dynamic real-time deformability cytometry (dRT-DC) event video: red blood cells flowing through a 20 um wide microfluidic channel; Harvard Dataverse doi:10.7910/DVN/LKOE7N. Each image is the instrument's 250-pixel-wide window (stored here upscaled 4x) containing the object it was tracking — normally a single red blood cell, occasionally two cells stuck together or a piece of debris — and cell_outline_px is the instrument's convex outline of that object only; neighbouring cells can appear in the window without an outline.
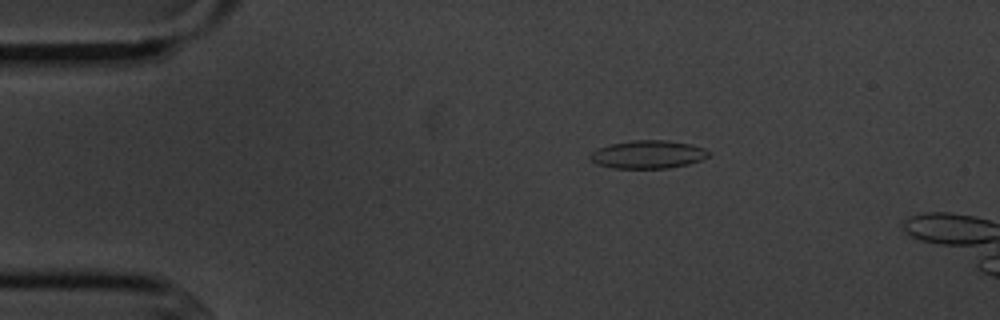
{"species": "common noctule bat (a hibernating species)", "species_latin": "Nyctalus noctula", "temperature_condition": "cold", "stored_images_in_passage": 6, "camera_frame_rate_fps": 3000, "um_per_image_px": 0.085, "animal": {"sex": "male", "body_mass_g": 20.1, "forearm_length_mm": 53.5}, "frame": {"image": 1, "passage_image": 3, "time_ms": 2.333, "image_size_px": [1000, 320], "cell_outline_px": [[712, 152], [708, 156], [700, 160], [688, 164], [668, 168], [612, 168], [596, 164], [588, 156], [596, 148], [608, 144], [636, 140], [664, 140], [692, 144], [704, 148]], "centroid_in_image_um": [55.06, 13.12], "position_along_channel_um": 29.9, "area_um2": 19.48}}
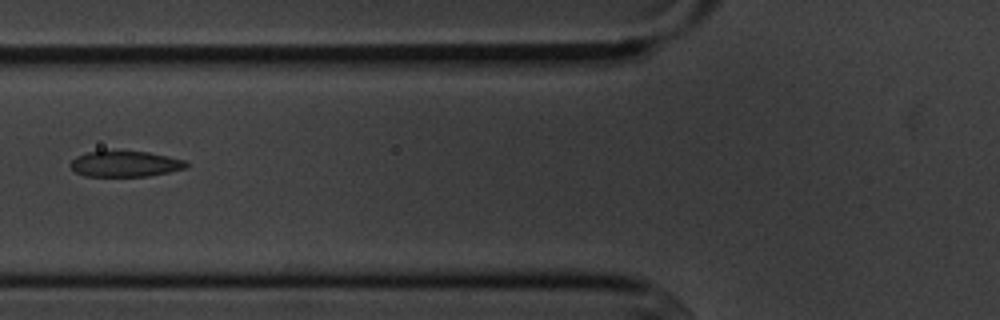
{"frame": {"image": 2, "passage_image": 6, "time_ms": 6.0, "image_size_px": [1000, 320], "cell_outline_px": [[188, 168], [148, 176], [84, 176], [76, 172], [68, 164], [76, 156], [88, 152], [148, 152], [168, 156], [184, 160], [188, 164]], "centroid_in_image_um": [10.64, 13.95], "position_along_channel_um": 115.2, "area_um2": 17.17}}